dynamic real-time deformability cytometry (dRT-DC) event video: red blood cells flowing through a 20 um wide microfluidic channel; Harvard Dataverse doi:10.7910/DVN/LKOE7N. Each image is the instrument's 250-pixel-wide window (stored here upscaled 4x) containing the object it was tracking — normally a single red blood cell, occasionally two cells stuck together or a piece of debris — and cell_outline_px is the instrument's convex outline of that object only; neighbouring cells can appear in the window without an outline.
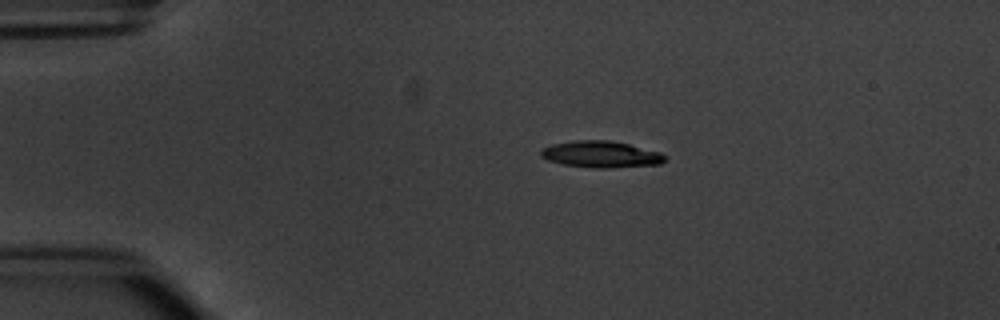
{"species": "common noctule bat (a hibernating species)", "species_latin": "Nyctalus noctula", "temperature_condition": "warm", "stored_images_in_passage": 6, "camera_frame_rate_fps": 3000, "um_per_image_px": 0.085, "animal": {"sex": "male", "body_mass_g": 20.1, "forearm_length_mm": 53.5}, "frame": {"image": 1, "passage_image": 3, "time_ms": 2.333, "image_size_px": [1000, 320], "cell_outline_px": [[668, 156], [660, 164], [612, 168], [596, 168], [564, 164], [548, 160], [540, 156], [540, 148], [552, 144], [572, 140], [612, 140], [660, 152]], "centroid_in_image_um": [51.07, 13.11], "position_along_channel_um": 33.9, "area_um2": 19.31}}
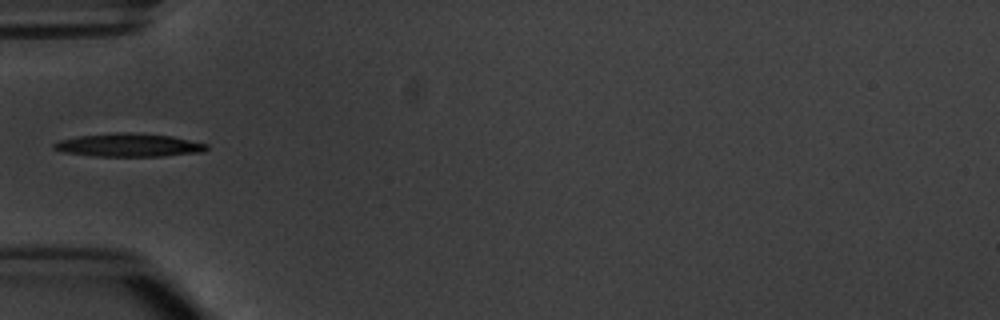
{"frame": {"image": 2, "passage_image": 5, "time_ms": 4.667, "image_size_px": [1000, 320], "cell_outline_px": [[208, 148], [204, 152], [164, 156], [92, 156], [64, 152], [52, 148], [52, 144], [60, 140], [80, 136], [116, 132], [128, 132], [172, 136], [208, 144]], "centroid_in_image_um": [10.97, 12.34], "position_along_channel_um": 74.0, "area_um2": 20.69}}